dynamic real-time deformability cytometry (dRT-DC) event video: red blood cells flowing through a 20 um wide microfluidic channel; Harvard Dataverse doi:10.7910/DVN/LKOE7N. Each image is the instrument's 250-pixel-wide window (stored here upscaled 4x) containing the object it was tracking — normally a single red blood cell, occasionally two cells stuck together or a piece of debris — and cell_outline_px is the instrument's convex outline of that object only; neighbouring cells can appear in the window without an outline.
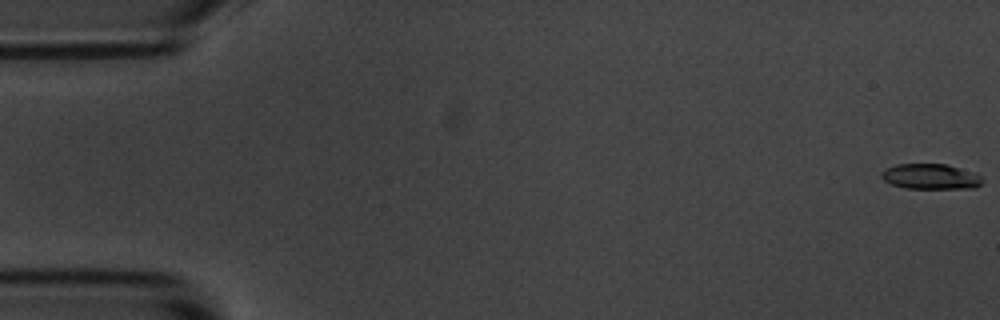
{"species": "common noctule bat (a hibernating species)", "species_latin": "Nyctalus noctula", "temperature_condition": "room temperature", "stored_images_in_passage": 5, "camera_frame_rate_fps": 3000, "um_per_image_px": 0.085, "animal": {"sex": "male", "body_mass_g": 20.1, "forearm_length_mm": 53.5}, "frame": {"image": 1, "passage_image": 1, "time_ms": 0.0, "image_size_px": [1000, 320], "cell_outline_px": [[984, 180], [976, 188], [904, 188], [892, 184], [884, 180], [880, 176], [880, 172], [884, 168], [896, 164], [948, 164], [976, 172]], "centroid_in_image_um": [79.1, 14.99], "position_along_channel_um": 5.9, "area_um2": 15.14}}
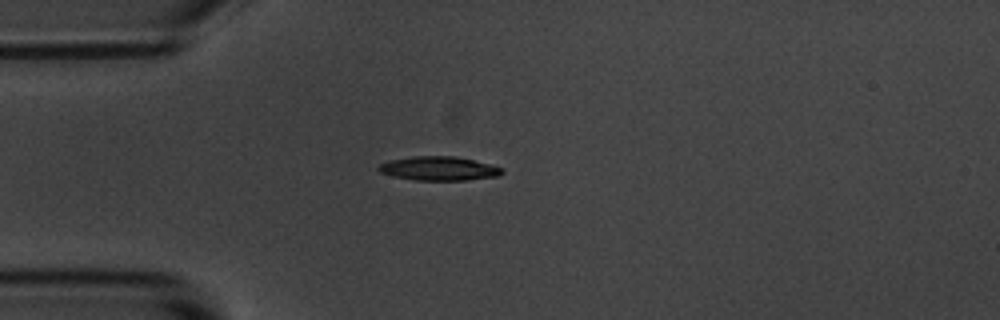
{"frame": {"image": 2, "passage_image": 5, "time_ms": 4.667, "image_size_px": [1000, 320], "cell_outline_px": [[504, 172], [500, 176], [468, 180], [412, 180], [392, 176], [380, 172], [376, 168], [380, 164], [388, 160], [412, 156], [456, 156], [492, 164], [504, 168]], "centroid_in_image_um": [37.33, 14.32], "position_along_channel_um": 47.7, "area_um2": 17.57}}